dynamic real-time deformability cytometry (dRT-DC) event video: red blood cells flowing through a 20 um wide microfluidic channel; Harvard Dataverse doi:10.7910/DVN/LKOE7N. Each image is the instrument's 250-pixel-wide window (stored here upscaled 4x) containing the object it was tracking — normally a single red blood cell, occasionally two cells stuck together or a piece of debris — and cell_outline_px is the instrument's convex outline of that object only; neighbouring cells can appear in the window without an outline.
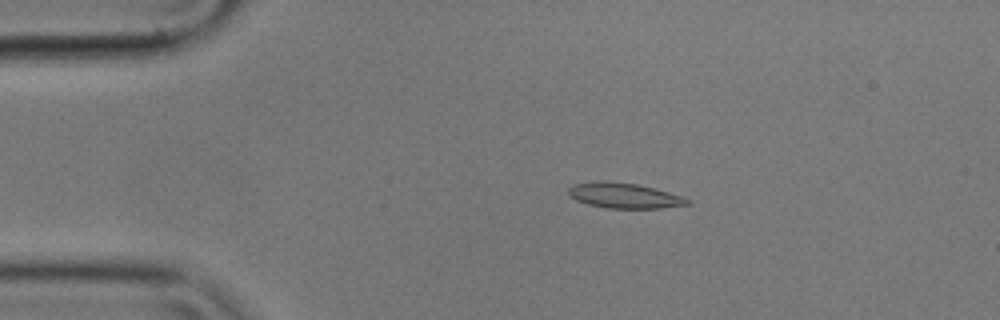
{"species": "common noctule bat (a hibernating species)", "species_latin": "Nyctalus noctula", "temperature_condition": "cold", "stored_images_in_passage": 47, "camera_frame_rate_fps": 3000, "um_per_image_px": 0.085, "animal": {"sex": "male", "body_mass_g": 17.9}, "frame": {"image": 1, "passage_image": 11, "time_ms": 3.333, "image_size_px": [1000, 320], "cell_outline_px": [[692, 204], [660, 208], [604, 208], [588, 204], [576, 200], [568, 196], [568, 188], [572, 184], [596, 180], [604, 180], [636, 184], [668, 192], [692, 200]], "centroid_in_image_um": [53.0, 16.62], "position_along_channel_um": 32.0, "area_um2": 17.69}}
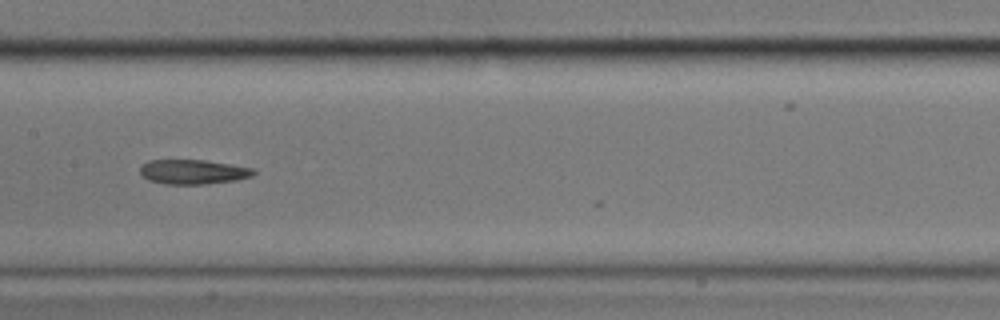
{"frame": {"image": 2, "passage_image": 28, "time_ms": 9.0, "image_size_px": [1000, 320], "cell_outline_px": [[256, 172], [252, 176], [236, 180], [204, 184], [164, 184], [148, 180], [140, 172], [140, 168], [148, 160], [204, 160], [252, 168]], "centroid_in_image_um": [16.4, 14.61], "position_along_channel_um": 191.0, "area_um2": 16.07}}
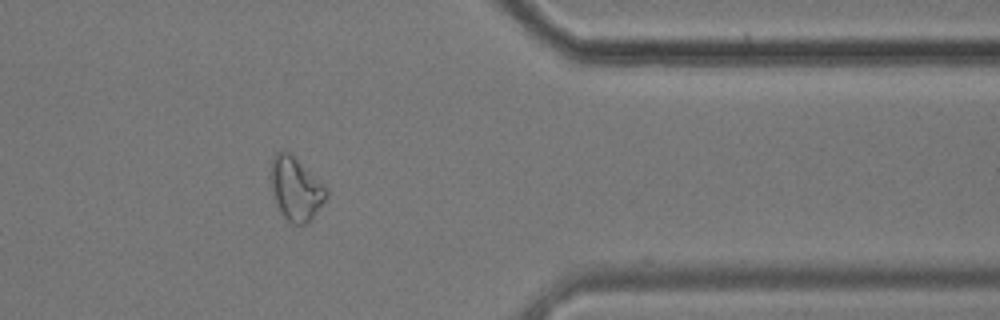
{"frame": {"image": 3, "passage_image": 46, "time_ms": 15.0, "image_size_px": [1000, 320], "cell_outline_px": [[328, 196], [308, 224], [292, 224], [284, 216], [276, 204], [272, 196], [268, 176], [272, 156], [276, 152], [288, 152], [324, 184], [328, 192]], "centroid_in_image_um": [25.1, 16.05], "position_along_channel_um": 386.3, "area_um2": 20.69}}